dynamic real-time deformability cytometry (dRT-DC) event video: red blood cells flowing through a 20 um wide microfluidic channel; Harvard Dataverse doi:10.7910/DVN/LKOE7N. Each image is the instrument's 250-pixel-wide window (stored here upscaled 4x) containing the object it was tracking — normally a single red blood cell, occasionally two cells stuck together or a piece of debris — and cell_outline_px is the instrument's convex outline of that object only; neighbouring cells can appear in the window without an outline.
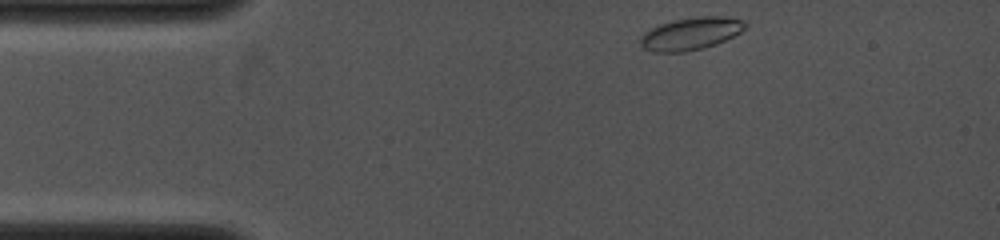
{"species": "common noctule bat (a hibernating species)", "species_latin": "Nyctalus noctula", "temperature_condition": "cold", "stored_images_in_passage": 17, "camera_frame_rate_fps": 4000, "um_per_image_px": 0.085, "animal": {"sex": "female", "body_mass_g": 19.0, "forearm_length_mm": 53.3}, "frame": {"image": 1, "passage_image": 1, "time_ms": 0.0, "image_size_px": [1000, 240], "cell_outline_px": [[748, 24], [740, 32], [716, 44], [684, 52], [652, 52], [644, 48], [640, 44], [640, 36], [644, 32], [660, 24], [676, 20], [700, 16], [724, 16], [744, 20]], "centroid_in_image_um": [58.71, 2.86], "position_along_channel_um": 26.3, "area_um2": 19.65}}
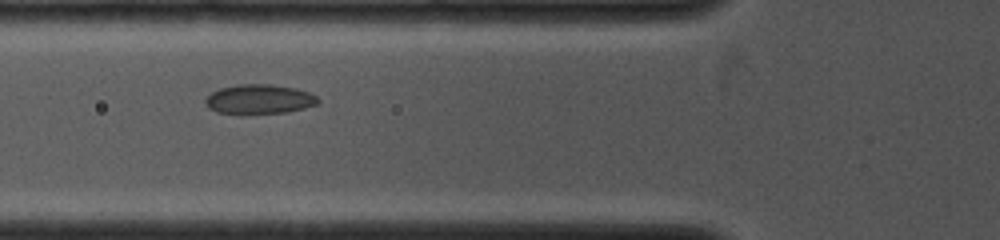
{"frame": {"image": 2, "passage_image": 13, "time_ms": 3.0, "image_size_px": [1000, 240], "cell_outline_px": [[320, 100], [316, 104], [304, 108], [288, 112], [240, 116], [216, 112], [208, 108], [204, 104], [204, 100], [212, 92], [220, 88], [240, 84], [272, 84], [296, 88], [308, 92], [316, 96]], "centroid_in_image_um": [21.99, 8.47], "position_along_channel_um": 103.8, "area_um2": 20.0}}
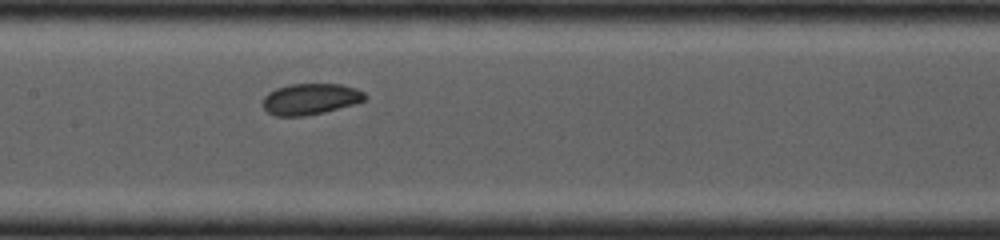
{"frame": {"image": 3, "passage_image": 17, "time_ms": 4.75, "image_size_px": [1000, 240], "cell_outline_px": [[368, 96], [364, 100], [352, 104], [324, 112], [304, 116], [276, 116], [268, 112], [264, 108], [264, 96], [268, 92], [276, 88], [292, 84], [340, 84], [356, 88], [364, 92]], "centroid_in_image_um": [26.38, 8.41], "position_along_channel_um": 181.0, "area_um2": 18.38}}